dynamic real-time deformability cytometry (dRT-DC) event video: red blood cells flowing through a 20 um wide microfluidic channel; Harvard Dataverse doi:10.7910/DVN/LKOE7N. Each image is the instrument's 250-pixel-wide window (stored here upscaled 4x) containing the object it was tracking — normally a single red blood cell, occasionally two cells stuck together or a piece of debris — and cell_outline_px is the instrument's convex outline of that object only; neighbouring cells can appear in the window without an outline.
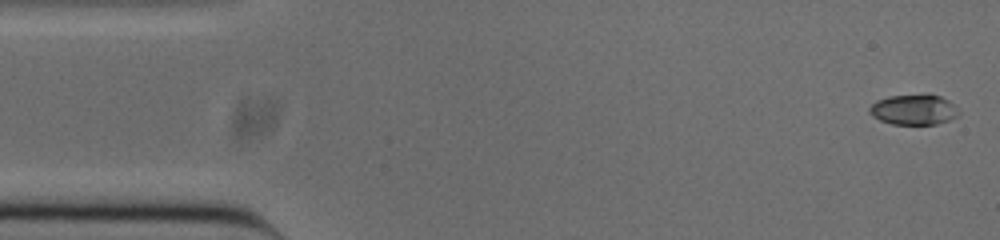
{"species": "common noctule bat (a hibernating species)", "species_latin": "Nyctalus noctula", "temperature_condition": "cold", "stored_images_in_passage": 52, "camera_frame_rate_fps": 3000, "um_per_image_px": 0.085, "animal": {"sex": "male", "body_mass_g": 20.0, "forearm_length_mm": 53.3}, "frame": {"image": 1, "passage_image": 1, "time_ms": 0.0, "image_size_px": [1000, 240], "cell_outline_px": [[960, 112], [956, 116], [948, 120], [936, 124], [892, 124], [880, 120], [872, 116], [868, 112], [868, 108], [876, 100], [888, 96], [928, 92], [940, 96], [948, 100]], "centroid_in_image_um": [77.64, 9.28], "position_along_channel_um": 7.4, "area_um2": 16.13}}
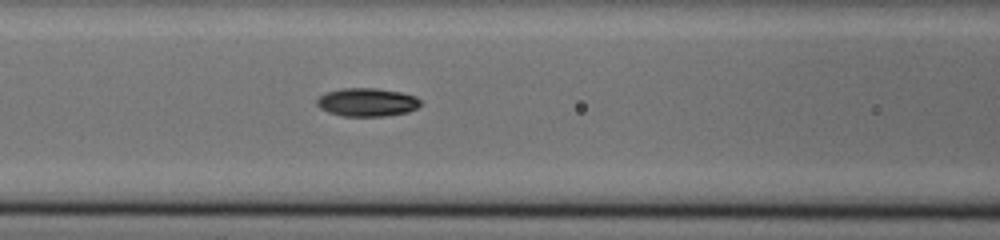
{"frame": {"image": 2, "passage_image": 20, "time_ms": 6.333, "image_size_px": [1000, 240], "cell_outline_px": [[424, 104], [408, 112], [384, 116], [344, 116], [328, 112], [320, 108], [316, 104], [316, 100], [320, 96], [328, 92], [344, 88], [376, 88], [400, 92], [416, 96]], "centroid_in_image_um": [31.23, 8.69], "position_along_channel_um": 135.4, "area_um2": 17.11}}
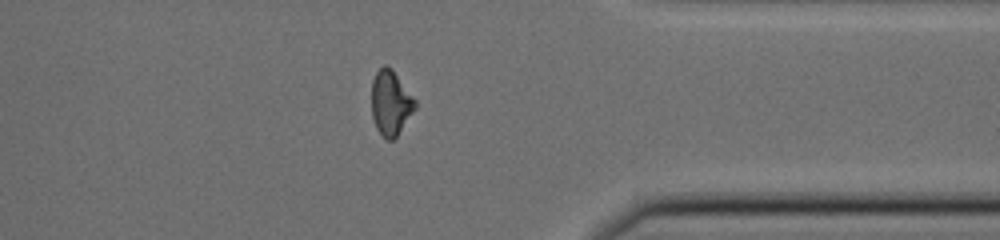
{"frame": {"image": 3, "passage_image": 40, "time_ms": 13.0, "image_size_px": [1000, 240], "cell_outline_px": [[416, 108], [396, 136], [392, 140], [388, 140], [376, 128], [372, 116], [372, 80], [376, 72], [384, 64], [392, 68], [416, 100]], "centroid_in_image_um": [33.2, 8.71], "position_along_channel_um": 378.2, "area_um2": 16.3}, "authors_computed_cell_mechanics": {"area_um2": 16.5597, "velocity_mm_per_s": 3.8573, "shape_relaxation_time_tau1_ms": 4.4389, "shape_relaxation_time_tau2_ms": 4.2025, "deformation_change_tau1": 0.1675, "deformation_change_tau2": 0.0577}}